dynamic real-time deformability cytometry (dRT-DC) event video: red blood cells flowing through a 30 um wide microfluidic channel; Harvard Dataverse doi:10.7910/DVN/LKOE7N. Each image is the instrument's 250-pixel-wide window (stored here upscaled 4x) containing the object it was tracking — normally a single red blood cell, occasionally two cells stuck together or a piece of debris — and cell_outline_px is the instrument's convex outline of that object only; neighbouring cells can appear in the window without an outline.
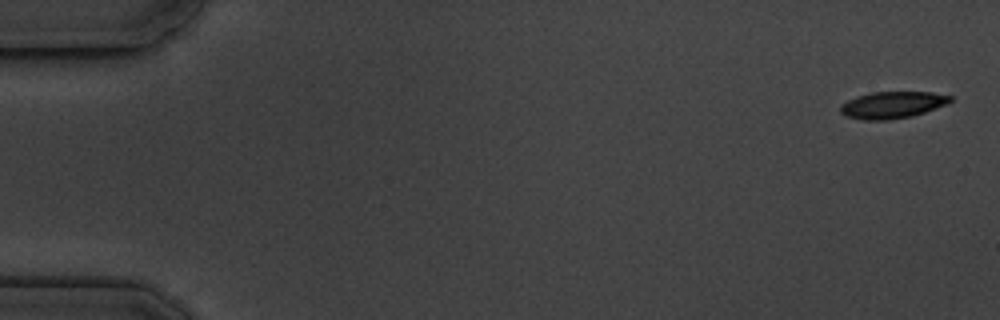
{"species": "common noctule bat (a hibernating species)", "species_latin": "Nyctalus noctula", "temperature_condition": "cold", "stored_images_in_passage": 17, "camera_frame_rate_fps": 3000, "um_per_image_px": 0.085, "animal": {"sex": "male", "body_mass_g": 19.5, "forearm_length_mm": 54.6}, "frame": {"image": 1, "passage_image": 1, "time_ms": 0.0, "image_size_px": [1000, 320], "cell_outline_px": [[952, 100], [948, 104], [912, 116], [888, 120], [864, 120], [844, 116], [840, 112], [840, 104], [856, 96], [872, 92], [932, 92], [952, 96]], "centroid_in_image_um": [75.83, 8.92], "position_along_channel_um": 9.2, "area_um2": 17.28}}
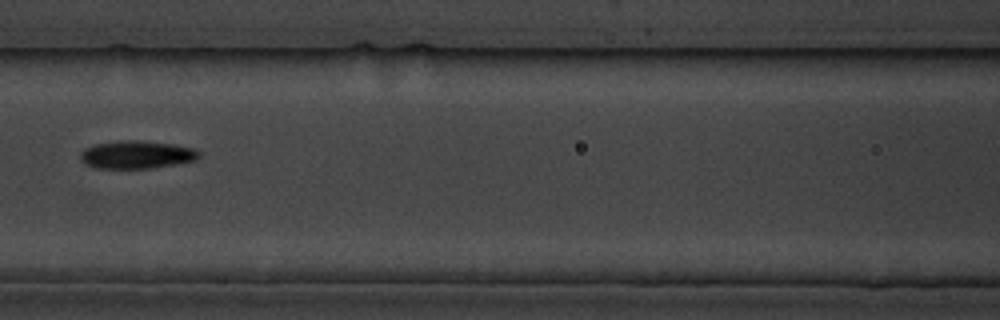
{"frame": {"image": 2, "passage_image": 8, "time_ms": 8.0, "image_size_px": [1000, 320], "cell_outline_px": [[200, 156], [196, 160], [176, 164], [152, 168], [92, 168], [84, 164], [80, 160], [80, 152], [84, 148], [96, 144], [120, 140], [132, 140], [172, 144], [196, 148], [200, 152]], "centroid_in_image_um": [11.59, 13.15], "position_along_channel_um": 155.0, "area_um2": 19.42}}
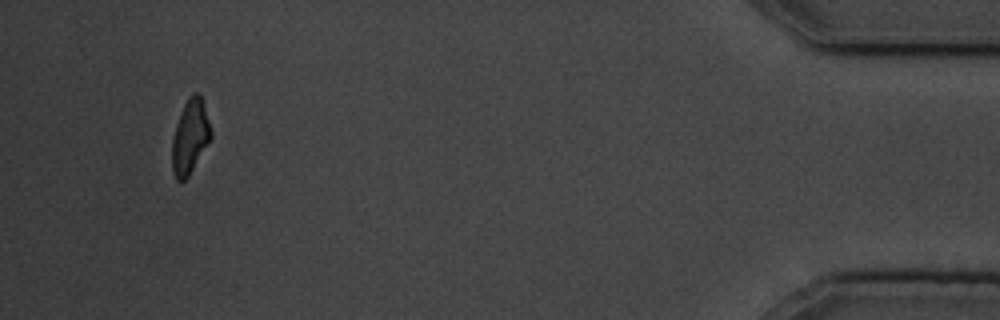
{"frame": {"image": 3, "passage_image": 16, "time_ms": 17.333, "image_size_px": [1000, 320], "cell_outline_px": [[212, 136], [188, 176], [184, 180], [176, 180], [172, 172], [172, 140], [176, 124], [184, 104], [188, 96], [192, 92], [196, 92], [200, 96], [204, 104], [212, 132]], "centroid_in_image_um": [16.15, 11.6], "position_along_channel_um": 419.1, "area_um2": 16.59}, "authors_computed_cell_mechanics": {"area_um2": 17.918, "velocity_mm_per_s": 3.5842, "shape_relaxation_time_tau1_ms": 3.2142, "shape_relaxation_time_tau2_ms": 4.892, "deformation_change_tau1": 0.1084, "deformation_change_tau2": 0.1226}}